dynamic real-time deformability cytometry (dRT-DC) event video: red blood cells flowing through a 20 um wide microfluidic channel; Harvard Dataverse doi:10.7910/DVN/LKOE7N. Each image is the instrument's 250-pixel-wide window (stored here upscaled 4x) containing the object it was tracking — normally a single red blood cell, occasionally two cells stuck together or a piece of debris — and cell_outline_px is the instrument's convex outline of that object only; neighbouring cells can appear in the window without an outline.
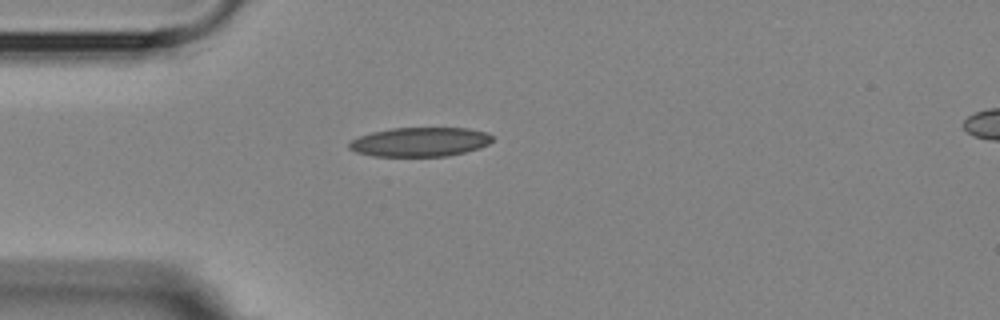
{"species": "Egyptian fruit bat (a non-hibernating species)", "species_latin": "Rousettus aegyptiacus", "temperature_condition": "room temperature", "stored_images_in_passage": 5, "camera_frame_rate_fps": 3000, "um_per_image_px": 0.085, "animal": {"sex": "female"}, "frame": {"image": 1, "passage_image": 5, "time_ms": 5.0, "image_size_px": [1000, 320], "cell_outline_px": [[492, 140], [488, 144], [480, 148], [448, 156], [372, 156], [356, 152], [348, 148], [348, 144], [352, 140], [360, 136], [372, 132], [392, 128], [468, 128], [484, 132], [492, 136]], "centroid_in_image_um": [35.68, 12.07], "position_along_channel_um": 49.3, "area_um2": 24.28}}